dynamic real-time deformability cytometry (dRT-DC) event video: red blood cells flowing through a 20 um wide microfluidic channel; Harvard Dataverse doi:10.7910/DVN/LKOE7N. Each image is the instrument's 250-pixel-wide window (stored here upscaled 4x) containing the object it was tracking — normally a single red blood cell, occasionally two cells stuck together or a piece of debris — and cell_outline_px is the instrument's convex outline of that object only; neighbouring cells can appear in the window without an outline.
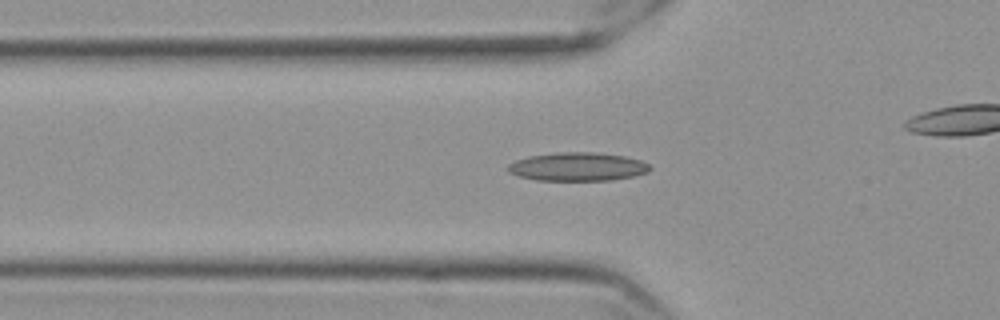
{"species": "Egyptian fruit bat (a non-hibernating species)", "species_latin": "Rousettus aegyptiacus", "temperature_condition": "cold", "stored_images_in_passage": 54, "camera_frame_rate_fps": 3000, "um_per_image_px": 0.085, "frame": {"image": 1, "passage_image": 16, "time_ms": 5.0, "image_size_px": [1000, 320], "cell_outline_px": [[652, 168], [648, 172], [632, 176], [612, 180], [536, 180], [520, 176], [508, 172], [508, 164], [516, 160], [528, 156], [556, 152], [596, 152], [624, 156], [640, 160], [648, 164]], "centroid_in_image_um": [49.09, 14.16], "position_along_channel_um": 76.7, "area_um2": 23.52}}
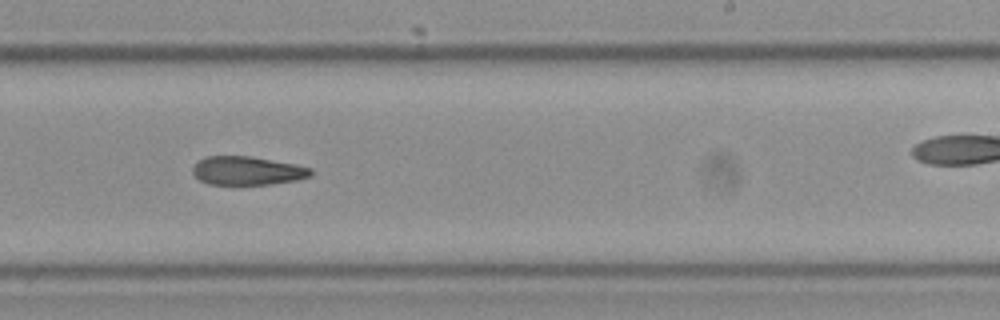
{"frame": {"image": 2, "passage_image": 32, "time_ms": 10.333, "image_size_px": [1000, 320], "cell_outline_px": [[312, 176], [296, 180], [272, 184], [208, 184], [200, 180], [192, 172], [192, 168], [200, 160], [208, 156], [252, 156], [296, 164], [312, 168]], "centroid_in_image_um": [21.06, 14.51], "position_along_channel_um": 267.9, "area_um2": 19.65}}
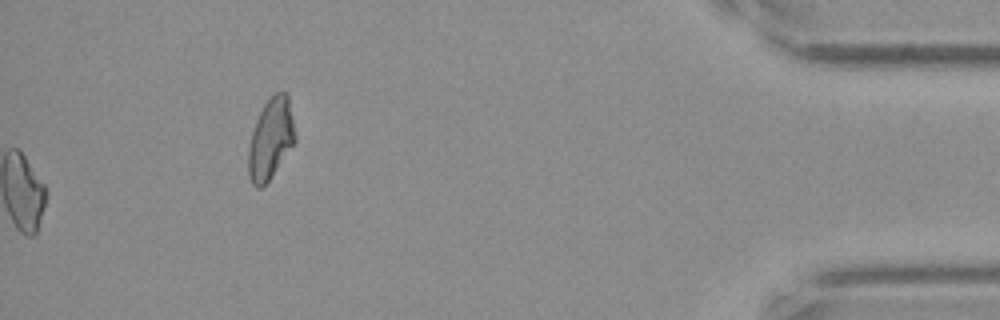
{"frame": {"image": 3, "passage_image": 54, "time_ms": 17.667, "image_size_px": [1000, 320], "cell_outline_px": [[296, 140], [268, 180], [260, 188], [256, 188], [252, 184], [248, 172], [248, 148], [252, 132], [256, 120], [264, 104], [276, 92], [284, 92], [288, 96], [296, 136]], "centroid_in_image_um": [23.0, 11.8], "position_along_channel_um": 412.2, "area_um2": 21.56}}